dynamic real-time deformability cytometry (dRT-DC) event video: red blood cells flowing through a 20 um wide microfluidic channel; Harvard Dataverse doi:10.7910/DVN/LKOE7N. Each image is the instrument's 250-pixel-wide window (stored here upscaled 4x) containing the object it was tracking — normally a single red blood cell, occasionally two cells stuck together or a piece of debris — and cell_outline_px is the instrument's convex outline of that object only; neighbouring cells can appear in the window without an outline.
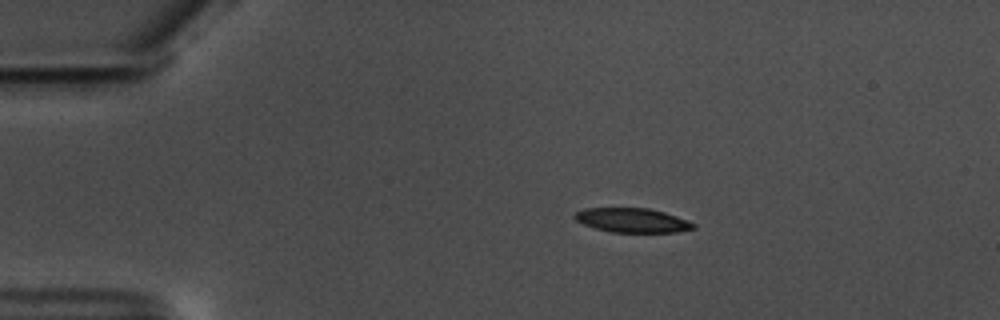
{"species": "common noctule bat (a hibernating species)", "species_latin": "Nyctalus noctula", "temperature_condition": "warm", "stored_images_in_passage": 48, "camera_frame_rate_fps": 3000, "um_per_image_px": 0.085, "animal": {"sex": "male", "body_mass_g": 17.5, "forearm_length_mm": 52.3}, "frame": {"image": 1, "passage_image": 1, "time_ms": 0.0, "image_size_px": [1000, 320], "cell_outline_px": [[696, 228], [676, 232], [612, 232], [596, 228], [584, 224], [576, 220], [572, 216], [576, 212], [584, 208], [648, 208], [664, 212], [676, 216], [696, 224]], "centroid_in_image_um": [53.74, 18.72], "position_along_channel_um": 31.3, "area_um2": 16.7}}
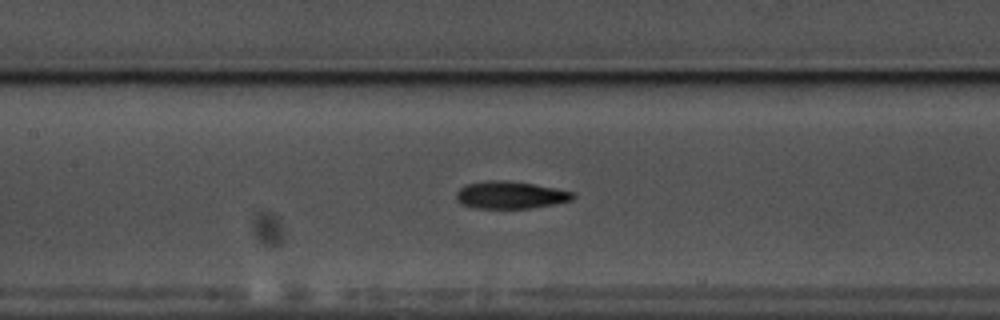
{"frame": {"image": 2, "passage_image": 17, "time_ms": 5.333, "image_size_px": [1000, 320], "cell_outline_px": [[576, 196], [572, 200], [556, 204], [532, 208], [476, 208], [464, 204], [456, 200], [456, 192], [460, 188], [468, 184], [484, 180], [504, 180], [532, 184], [556, 188], [576, 192]], "centroid_in_image_um": [43.43, 16.57], "position_along_channel_um": 164.0, "area_um2": 18.67}}
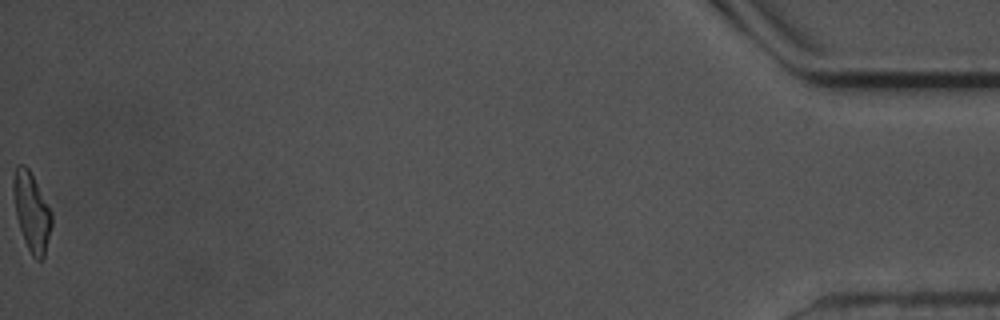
{"frame": {"image": 3, "passage_image": 48, "time_ms": 15.667, "image_size_px": [1000, 320], "cell_outline_px": [[52, 224], [44, 260], [36, 260], [32, 256], [24, 240], [16, 216], [12, 192], [12, 180], [16, 164], [24, 164], [28, 168], [52, 212]], "centroid_in_image_um": [2.68, 18.01], "position_along_channel_um": 432.5, "area_um2": 17.69}, "authors_computed_cell_mechanics": {"area_um2": 18.2937, "velocity_mm_per_s": 3.5523, "shape_relaxation_time_tau1_ms": 4.1652, "shape_relaxation_time_tau2_ms": 3.0394, "deformation_change_tau1": 0.1586, "deformation_change_tau2": 0.0989}}